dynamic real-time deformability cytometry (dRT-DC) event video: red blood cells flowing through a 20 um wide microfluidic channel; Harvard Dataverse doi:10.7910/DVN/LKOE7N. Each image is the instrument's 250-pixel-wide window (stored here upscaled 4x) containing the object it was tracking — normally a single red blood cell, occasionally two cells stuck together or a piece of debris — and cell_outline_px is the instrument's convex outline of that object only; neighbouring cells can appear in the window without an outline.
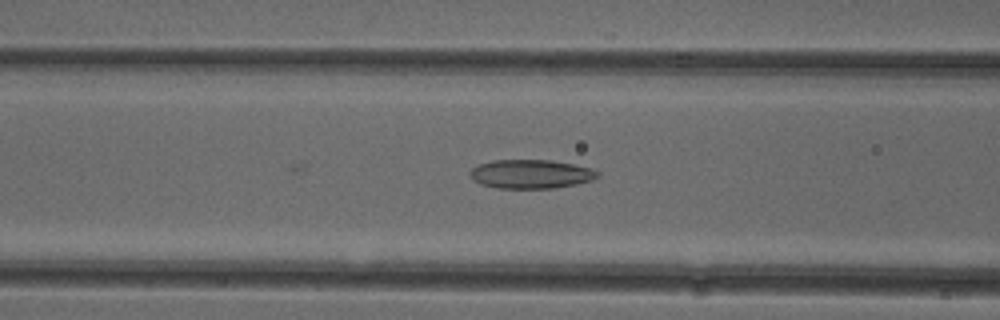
{"species": "common noctule bat (a hibernating species)", "species_latin": "Nyctalus noctula", "temperature_condition": "cold", "stored_images_in_passage": 6, "camera_frame_rate_fps": 3000, "um_per_image_px": 0.085, "animal": {"sex": "female"}, "frame": {"image": 1, "passage_image": 6, "time_ms": 1.667, "image_size_px": [1000, 320], "cell_outline_px": [[600, 176], [592, 180], [576, 184], [556, 188], [496, 188], [480, 184], [472, 180], [468, 172], [472, 168], [480, 164], [492, 160], [548, 160], [572, 164], [592, 168], [600, 172]], "centroid_in_image_um": [45.12, 14.8], "position_along_channel_um": 121.5, "area_um2": 21.62}}